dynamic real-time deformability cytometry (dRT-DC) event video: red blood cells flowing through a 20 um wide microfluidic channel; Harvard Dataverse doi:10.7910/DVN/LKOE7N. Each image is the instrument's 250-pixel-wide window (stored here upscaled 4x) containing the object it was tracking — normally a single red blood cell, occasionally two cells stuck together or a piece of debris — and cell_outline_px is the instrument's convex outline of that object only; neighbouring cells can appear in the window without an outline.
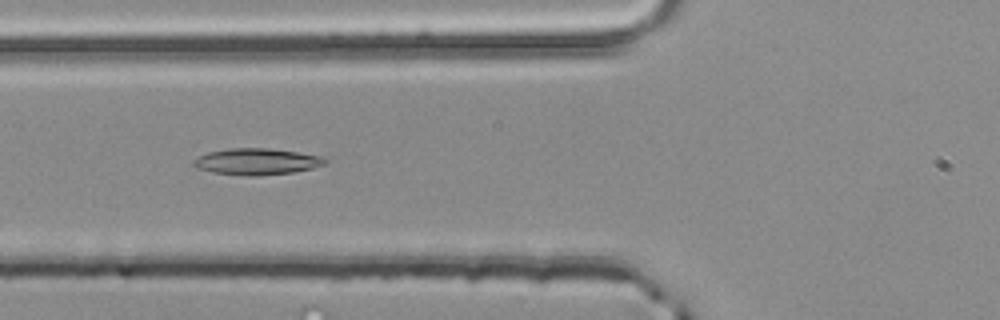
{"species": "common noctule bat (a hibernating species)", "species_latin": "Nyctalus noctula", "temperature_condition": "room temperature", "stored_images_in_passage": 44, "camera_frame_rate_fps": 3000, "um_per_image_px": 0.085, "animal": {"sex": "male", "body_mass_g": 20.4}, "frame": {"image": 1, "passage_image": 12, "time_ms": 3.667, "image_size_px": [1000, 320], "cell_outline_px": [[328, 160], [324, 164], [312, 168], [292, 172], [256, 176], [248, 176], [212, 172], [196, 168], [192, 164], [192, 160], [208, 152], [228, 148], [268, 148], [296, 152], [320, 156]], "centroid_in_image_um": [21.77, 13.73], "position_along_channel_um": 104.0, "area_um2": 20.11}}
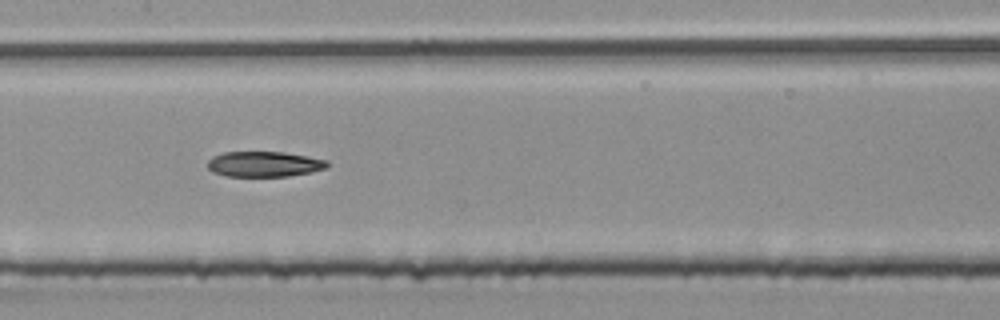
{"frame": {"image": 2, "passage_image": 18, "time_ms": 5.667, "image_size_px": [1000, 320], "cell_outline_px": [[328, 168], [312, 172], [288, 176], [224, 176], [212, 172], [208, 168], [208, 160], [212, 156], [224, 152], [284, 152], [328, 160]], "centroid_in_image_um": [22.45, 13.95], "position_along_channel_um": 184.9, "area_um2": 17.8}}
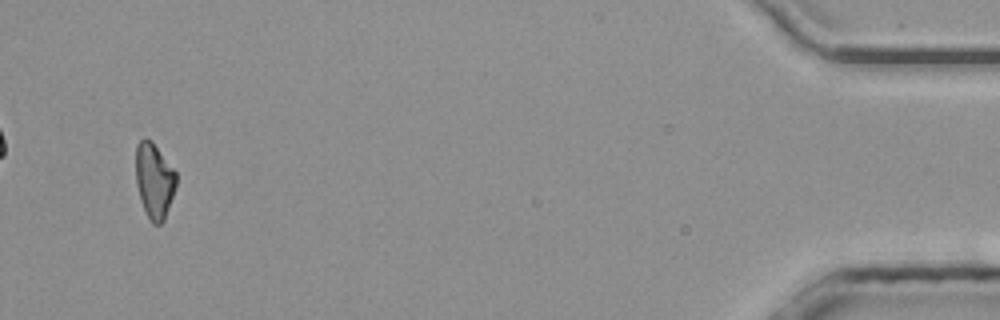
{"frame": {"image": 3, "passage_image": 42, "time_ms": 13.667, "image_size_px": [1000, 320], "cell_outline_px": [[176, 184], [164, 220], [160, 224], [152, 224], [140, 200], [136, 184], [136, 144], [144, 136], [152, 140], [176, 172]], "centroid_in_image_um": [13.09, 15.31], "position_along_channel_um": 422.1, "area_um2": 17.69}, "authors_computed_cell_mechanics": {"area_um2": 18.6116, "velocity_mm_per_s": 4.0253, "shape_relaxation_time_tau1_ms": null, "shape_relaxation_time_tau2_ms": 6.7839, "deformation_change_tau1": null, "deformation_change_tau2": 0.1479}}